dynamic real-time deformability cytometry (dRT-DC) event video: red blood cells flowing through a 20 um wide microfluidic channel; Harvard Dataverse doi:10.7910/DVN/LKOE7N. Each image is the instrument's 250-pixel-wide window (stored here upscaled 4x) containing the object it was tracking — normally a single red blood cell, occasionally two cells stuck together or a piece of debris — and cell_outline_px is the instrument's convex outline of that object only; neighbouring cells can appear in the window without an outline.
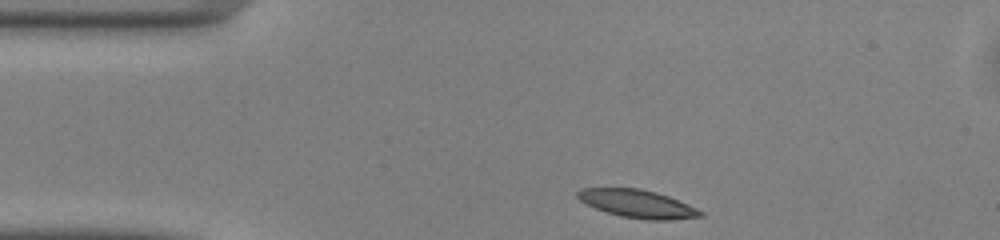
{"species": "common noctule bat (a hibernating species)", "species_latin": "Nyctalus noctula", "temperature_condition": "warm", "stored_images_in_passage": 41, "camera_frame_rate_fps": 3000, "um_per_image_px": 0.085, "animal": {"sex": "male", "body_mass_g": 13.0, "forearm_length_mm": 53.1}, "frame": {"image": 1, "passage_image": 1, "time_ms": 0.0, "image_size_px": [1000, 240], "cell_outline_px": [[704, 216], [672, 220], [648, 220], [620, 216], [596, 208], [580, 200], [576, 196], [576, 192], [580, 188], [640, 188], [656, 192], [668, 196], [688, 204], [704, 212]], "centroid_in_image_um": [54.21, 17.32], "position_along_channel_um": 30.8, "area_um2": 20.0}}
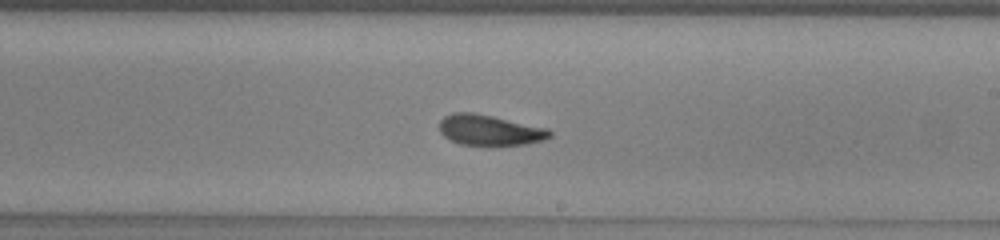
{"frame": {"image": 2, "passage_image": 20, "time_ms": 6.333, "image_size_px": [1000, 240], "cell_outline_px": [[552, 136], [544, 140], [524, 144], [492, 148], [488, 148], [460, 144], [444, 136], [440, 132], [440, 120], [444, 116], [452, 112], [472, 112], [492, 116], [548, 128], [552, 132]], "centroid_in_image_um": [41.63, 11.1], "position_along_channel_um": 247.4, "area_um2": 20.35}}
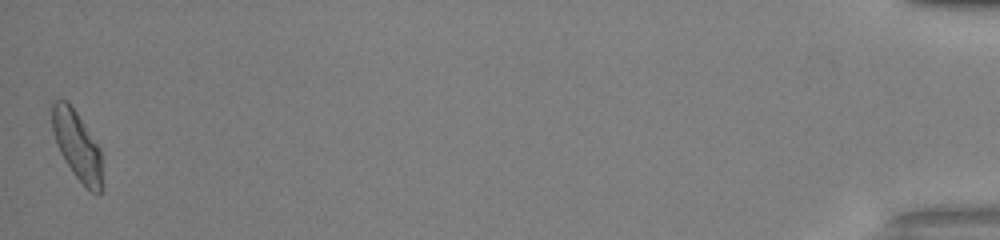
{"frame": {"image": 3, "passage_image": 41, "time_ms": 13.333, "image_size_px": [1000, 240], "cell_outline_px": [[100, 196], [96, 196], [72, 172], [64, 160], [56, 144], [52, 128], [48, 104], [52, 100], [68, 100], [100, 148]], "centroid_in_image_um": [6.47, 12.27], "position_along_channel_um": 428.7, "area_um2": 20.06}, "authors_computed_cell_mechanics": {"area_um2": 19.8254, "velocity_mm_per_s": 4.0911, "shape_relaxation_time_tau1_ms": 6.5873, "shape_relaxation_time_tau2_ms": 3.7579, "deformation_change_tau1": 0.1958, "deformation_change_tau2": 0.1188}}